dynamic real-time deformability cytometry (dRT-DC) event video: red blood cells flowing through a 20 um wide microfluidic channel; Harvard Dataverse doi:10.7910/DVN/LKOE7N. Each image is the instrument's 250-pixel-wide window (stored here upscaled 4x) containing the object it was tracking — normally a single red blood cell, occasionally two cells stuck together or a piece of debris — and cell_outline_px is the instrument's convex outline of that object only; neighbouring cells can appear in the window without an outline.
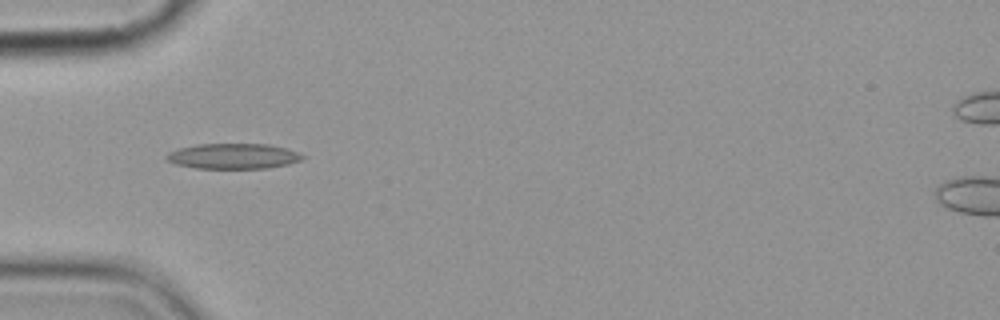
{"species": "common noctule bat (a hibernating species)", "species_latin": "Nyctalus noctula", "temperature_condition": "cold", "stored_images_in_passage": 5, "camera_frame_rate_fps": 3000, "um_per_image_px": 0.085, "animal": {"sex": "female", "body_mass_g": 19.9}, "frame": {"image": 1, "passage_image": 4, "time_ms": 3.667, "image_size_px": [1000, 320], "cell_outline_px": [[304, 156], [300, 160], [288, 164], [268, 168], [196, 168], [176, 164], [168, 160], [164, 156], [168, 152], [180, 148], [196, 144], [268, 144], [284, 148], [296, 152]], "centroid_in_image_um": [19.79, 13.27], "position_along_channel_um": 65.2, "area_um2": 19.88}}
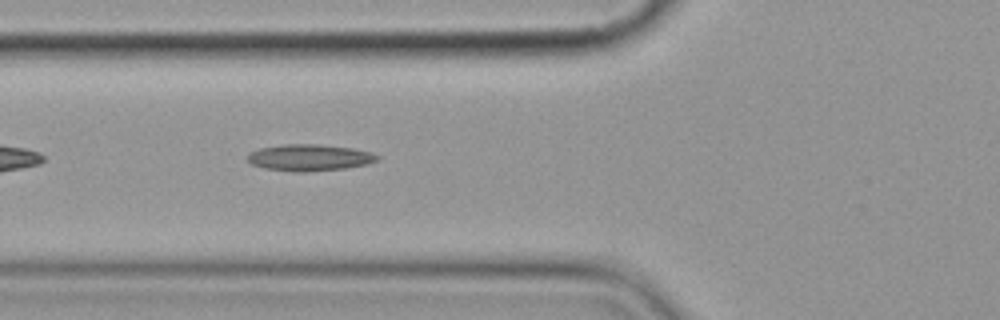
{"frame": {"image": 2, "passage_image": 5, "time_ms": 4.667, "image_size_px": [1000, 320], "cell_outline_px": [[380, 160], [364, 164], [344, 168], [304, 172], [300, 172], [264, 168], [252, 164], [248, 160], [248, 152], [260, 148], [284, 144], [316, 144], [352, 148], [368, 152], [380, 156]], "centroid_in_image_um": [26.28, 13.39], "position_along_channel_um": 99.5, "area_um2": 19.83}}